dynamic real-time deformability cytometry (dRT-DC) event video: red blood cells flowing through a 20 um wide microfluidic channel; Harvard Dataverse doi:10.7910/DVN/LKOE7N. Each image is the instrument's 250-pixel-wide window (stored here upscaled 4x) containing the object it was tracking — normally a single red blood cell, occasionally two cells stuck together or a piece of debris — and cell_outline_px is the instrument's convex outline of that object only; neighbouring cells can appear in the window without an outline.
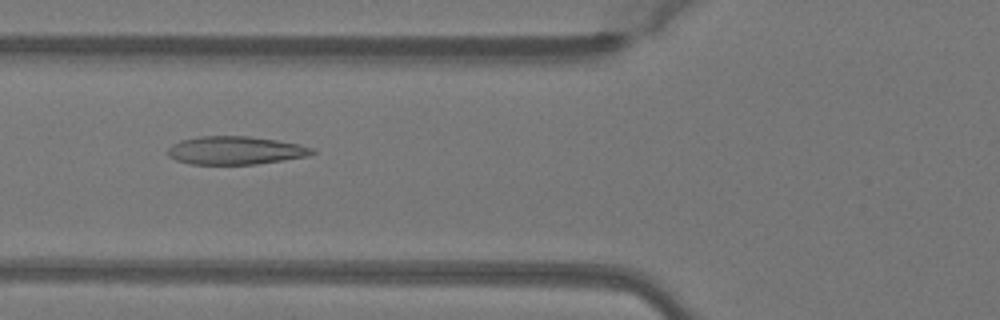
{"species": "Egyptian fruit bat (a non-hibernating species)", "species_latin": "Rousettus aegyptiacus", "temperature_condition": "warm", "stored_images_in_passage": 44, "camera_frame_rate_fps": 3000, "um_per_image_px": 0.085, "animal": {"sex": "female"}, "frame": {"image": 1, "passage_image": 13, "time_ms": 4.0, "image_size_px": [1000, 320], "cell_outline_px": [[316, 152], [308, 156], [256, 164], [192, 164], [176, 160], [168, 156], [168, 148], [172, 144], [180, 140], [200, 136], [248, 136], [276, 140], [296, 144], [312, 148]], "centroid_in_image_um": [19.97, 12.78], "position_along_channel_um": 105.8, "area_um2": 23.52}}
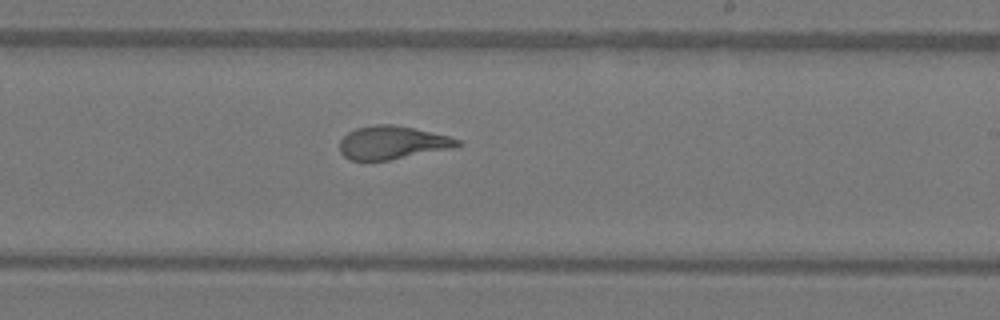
{"frame": {"image": 2, "passage_image": 24, "time_ms": 7.667, "image_size_px": [1000, 320], "cell_outline_px": [[460, 144], [452, 148], [388, 160], [348, 160], [340, 152], [340, 140], [348, 132], [356, 128], [376, 124], [392, 124], [412, 128], [448, 136], [460, 140]], "centroid_in_image_um": [33.29, 12.12], "position_along_channel_um": 255.7, "area_um2": 22.48}}
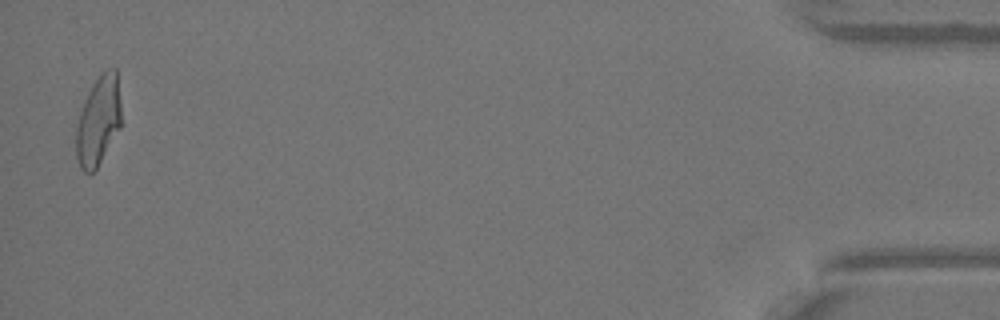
{"frame": {"image": 3, "passage_image": 43, "time_ms": 14.0, "image_size_px": [1000, 320], "cell_outline_px": [[120, 128], [96, 168], [92, 172], [84, 172], [80, 168], [76, 156], [76, 128], [80, 112], [84, 100], [92, 84], [108, 68], [116, 68], [120, 100]], "centroid_in_image_um": [8.35, 10.27], "position_along_channel_um": 426.9, "area_um2": 23.12}, "authors_computed_cell_mechanics": {"area_um2": 23.4668, "velocity_mm_per_s": 4.0888, "shape_relaxation_time_tau1_ms": 6.2838, "shape_relaxation_time_tau2_ms": 0.9619, "deformation_change_tau1": 0.2442, "deformation_change_tau2": 0.0926}}